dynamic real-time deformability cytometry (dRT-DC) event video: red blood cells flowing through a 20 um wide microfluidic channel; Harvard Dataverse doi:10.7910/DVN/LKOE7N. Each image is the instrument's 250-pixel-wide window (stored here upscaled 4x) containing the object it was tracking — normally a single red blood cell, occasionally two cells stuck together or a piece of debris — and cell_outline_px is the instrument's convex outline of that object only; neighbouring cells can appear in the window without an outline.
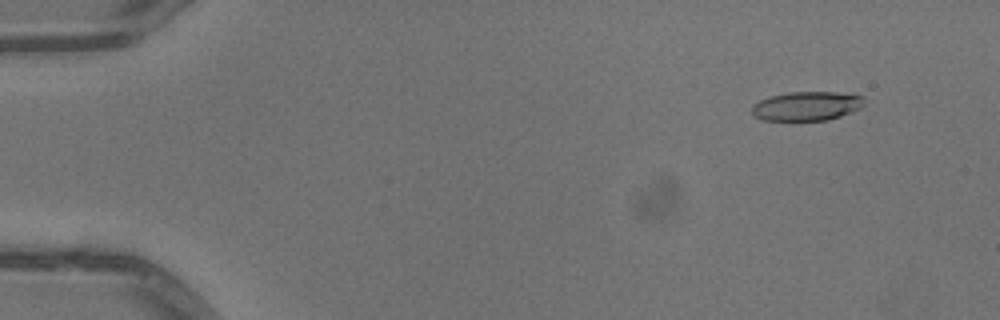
{"species": "common noctule bat (a hibernating species)", "species_latin": "Nyctalus noctula", "temperature_condition": "warm", "stored_images_in_passage": 51, "camera_frame_rate_fps": 3000, "um_per_image_px": 0.085, "animal": {"sex": "male", "body_mass_g": 13.3}, "frame": {"image": 1, "passage_image": 4, "time_ms": 1.0, "image_size_px": [1000, 320], "cell_outline_px": [[864, 104], [860, 108], [840, 116], [828, 120], [764, 120], [756, 116], [752, 112], [752, 108], [760, 100], [772, 96], [788, 92], [852, 92], [864, 96]], "centroid_in_image_um": [68.66, 9.0], "position_along_channel_um": 16.3, "area_um2": 19.02}}
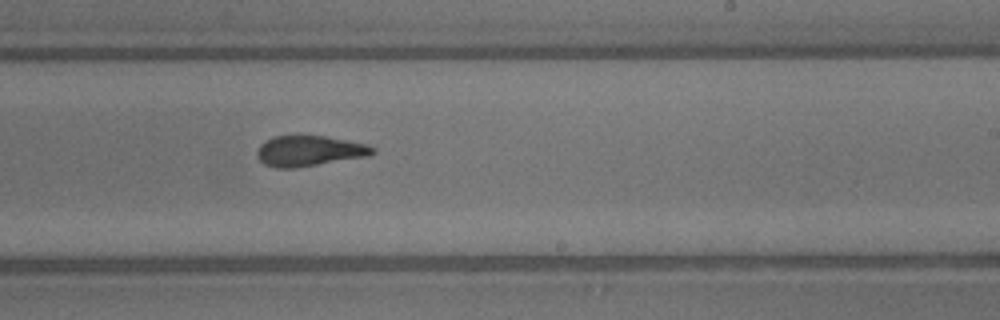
{"frame": {"image": 2, "passage_image": 31, "time_ms": 10.0, "image_size_px": [1000, 320], "cell_outline_px": [[376, 152], [368, 156], [296, 168], [276, 168], [264, 164], [256, 156], [256, 152], [260, 144], [264, 140], [272, 136], [324, 136], [368, 144], [376, 148]], "centroid_in_image_um": [26.27, 12.83], "position_along_channel_um": 262.7, "area_um2": 20.69}}
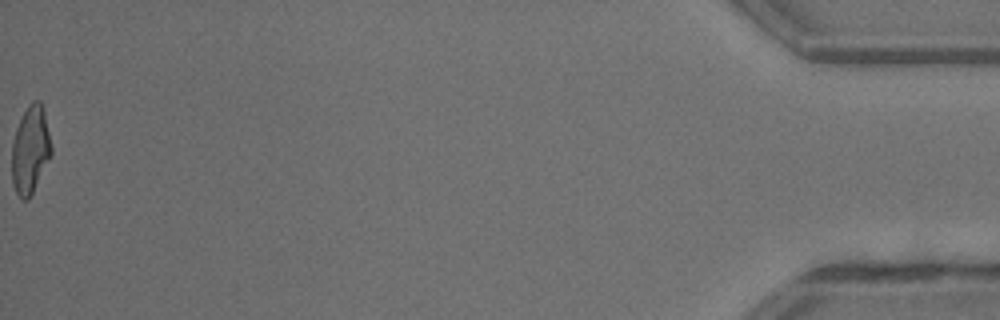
{"frame": {"image": 3, "passage_image": 51, "time_ms": 16.667, "image_size_px": [1000, 320], "cell_outline_px": [[52, 152], [28, 200], [20, 200], [12, 184], [12, 144], [16, 128], [28, 104], [32, 100], [40, 100], [44, 108], [52, 148]], "centroid_in_image_um": [2.57, 12.71], "position_along_channel_um": 432.6, "area_um2": 20.06}, "authors_computed_cell_mechanics": {"area_um2": 20.6924, "velocity_mm_per_s": 4.077, "shape_relaxation_time_tau1_ms": 4.6654, "shape_relaxation_time_tau2_ms": 1.9739, "deformation_change_tau1": 0.193, "deformation_change_tau2": 0.1108}}